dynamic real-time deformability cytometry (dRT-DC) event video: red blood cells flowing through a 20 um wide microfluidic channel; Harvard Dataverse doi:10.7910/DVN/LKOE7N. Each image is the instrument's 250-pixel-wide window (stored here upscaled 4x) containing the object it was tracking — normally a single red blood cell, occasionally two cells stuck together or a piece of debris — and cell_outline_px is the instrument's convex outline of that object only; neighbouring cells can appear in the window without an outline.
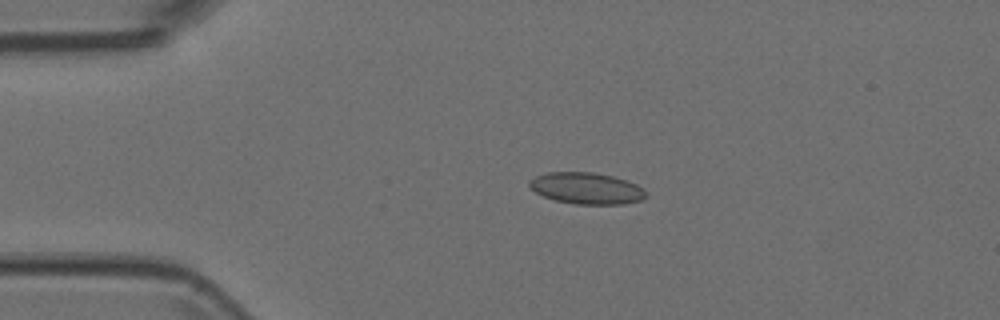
{"species": "Egyptian fruit bat (a non-hibernating species)", "species_latin": "Rousettus aegyptiacus", "temperature_condition": "room temperature", "stored_images_in_passage": 4, "camera_frame_rate_fps": 3000, "um_per_image_px": 0.085, "animal": {"sex": "female"}, "frame": {"image": 1, "passage_image": 3, "time_ms": 0.667, "image_size_px": [1000, 320], "cell_outline_px": [[648, 196], [640, 200], [624, 204], [576, 204], [556, 200], [544, 196], [536, 192], [528, 184], [528, 180], [536, 176], [548, 172], [592, 172], [612, 176], [628, 180], [644, 188], [648, 192]], "centroid_in_image_um": [49.9, 16.0], "position_along_channel_um": 35.1, "area_um2": 21.44}}